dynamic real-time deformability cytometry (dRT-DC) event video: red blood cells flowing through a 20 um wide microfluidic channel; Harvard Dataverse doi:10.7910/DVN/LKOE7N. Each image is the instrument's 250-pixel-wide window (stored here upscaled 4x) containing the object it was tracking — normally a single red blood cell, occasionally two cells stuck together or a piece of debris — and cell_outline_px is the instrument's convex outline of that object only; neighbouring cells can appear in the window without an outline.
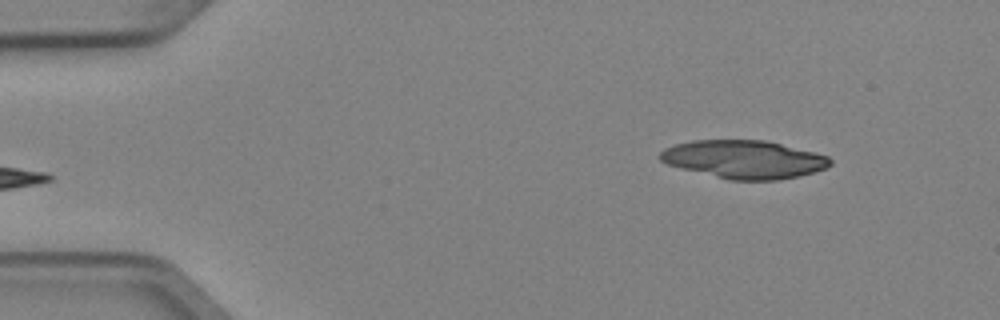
{"species": "Egyptian fruit bat (a non-hibernating species)", "species_latin": "Rousettus aegyptiacus", "temperature_condition": "cold", "stored_images_in_passage": 3, "segment_of_instrument_passage": [2, 2], "camera_frame_rate_fps": 3000, "um_per_image_px": 0.085, "animal": {"sex": "female"}, "frame": {"image": 1, "passage_image": 3, "time_ms": 0.667, "image_size_px": [1000, 320], "cell_outline_px": [[832, 164], [828, 168], [800, 176], [780, 180], [728, 180], [680, 168], [668, 164], [660, 160], [660, 152], [664, 148], [676, 144], [692, 140], [764, 140], [828, 156], [832, 160]], "centroid_in_image_um": [63.25, 13.56], "position_along_channel_um": 21.8, "area_um2": 37.8}}